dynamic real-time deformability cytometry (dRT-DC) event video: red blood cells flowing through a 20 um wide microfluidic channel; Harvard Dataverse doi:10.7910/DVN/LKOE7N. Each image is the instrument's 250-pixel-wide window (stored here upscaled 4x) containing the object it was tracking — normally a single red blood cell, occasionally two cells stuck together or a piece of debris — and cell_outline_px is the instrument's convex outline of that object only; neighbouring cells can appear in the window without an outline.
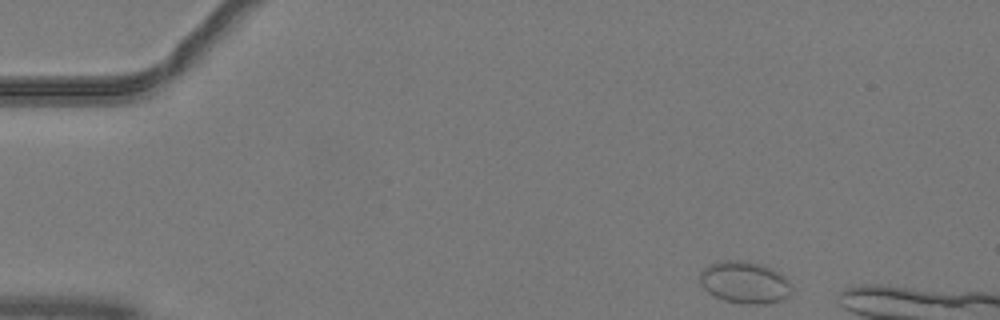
{"species": "common noctule bat (a hibernating species)", "species_latin": "Nyctalus noctula", "temperature_condition": "warm", "stored_images_in_passage": 10, "camera_frame_rate_fps": 3000, "um_per_image_px": 0.085, "animal": {"sex": "male", "body_mass_g": 19.2, "forearm_length_mm": 51.8}, "frame": {"image": 1, "passage_image": 1, "time_ms": 0.0, "image_size_px": [1000, 320], "cell_outline_px": [[792, 288], [788, 296], [784, 300], [768, 304], [740, 304], [724, 300], [708, 292], [700, 284], [700, 272], [708, 264], [720, 260], [744, 260], [760, 264], [772, 268], [780, 272], [792, 284]], "centroid_in_image_um": [63.31, 24.0], "position_along_channel_um": 21.7, "area_um2": 22.89}}